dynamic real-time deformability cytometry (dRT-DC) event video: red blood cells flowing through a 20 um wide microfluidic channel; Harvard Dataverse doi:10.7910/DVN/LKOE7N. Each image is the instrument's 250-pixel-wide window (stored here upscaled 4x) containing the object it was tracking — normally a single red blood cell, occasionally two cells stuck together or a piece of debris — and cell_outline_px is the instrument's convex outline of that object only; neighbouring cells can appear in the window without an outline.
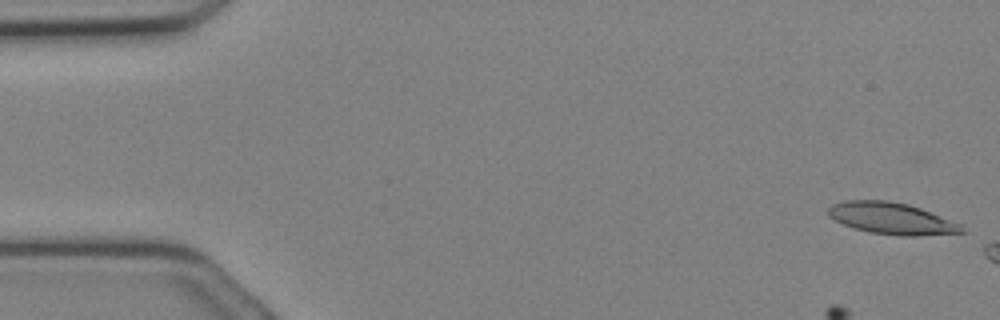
{"species": "Egyptian fruit bat (a non-hibernating species)", "species_latin": "Rousettus aegyptiacus", "temperature_condition": "cold", "stored_images_in_passage": 9, "camera_frame_rate_fps": 3000, "um_per_image_px": 0.085, "animal": {"sex": "female"}, "frame": {"image": 1, "passage_image": 1, "time_ms": 0.0, "image_size_px": [1000, 320], "cell_outline_px": [[968, 232], [916, 236], [900, 236], [872, 232], [856, 228], [844, 224], [828, 216], [828, 208], [832, 204], [844, 200], [888, 200], [908, 204], [920, 208], [960, 224]], "centroid_in_image_um": [75.79, 18.56], "position_along_channel_um": 9.2, "area_um2": 24.45}}